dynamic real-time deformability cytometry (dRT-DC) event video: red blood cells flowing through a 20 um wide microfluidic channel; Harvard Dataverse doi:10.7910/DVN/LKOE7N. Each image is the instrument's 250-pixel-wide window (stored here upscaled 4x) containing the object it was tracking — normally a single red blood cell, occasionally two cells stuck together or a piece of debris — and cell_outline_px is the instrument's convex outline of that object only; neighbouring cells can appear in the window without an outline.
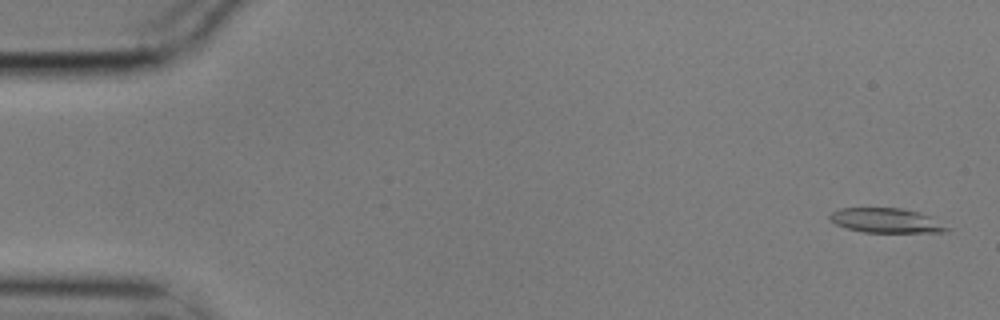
{"species": "common noctule bat (a hibernating species)", "species_latin": "Nyctalus noctula", "temperature_condition": "cold", "stored_images_in_passage": 57, "camera_frame_rate_fps": 3000, "um_per_image_px": 0.085, "animal": {"sex": "male", "body_mass_g": 17.9}, "frame": {"image": 1, "passage_image": 2, "time_ms": 0.333, "image_size_px": [1000, 320], "cell_outline_px": [[952, 228], [948, 232], [864, 232], [848, 228], [836, 224], [828, 216], [832, 212], [840, 208], [900, 208], [920, 212], [932, 216]], "centroid_in_image_um": [75.42, 18.74], "position_along_channel_um": 9.6, "area_um2": 16.88}}
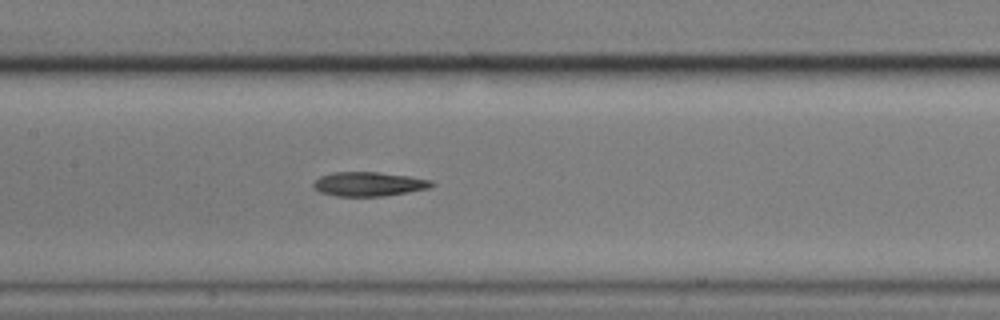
{"frame": {"image": 2, "passage_image": 27, "time_ms": 8.667, "image_size_px": [1000, 320], "cell_outline_px": [[436, 184], [432, 188], [384, 196], [336, 196], [320, 192], [312, 188], [312, 184], [320, 176], [336, 172], [376, 172], [408, 176], [432, 180]], "centroid_in_image_um": [31.37, 15.65], "position_along_channel_um": 176.0, "area_um2": 16.76}}
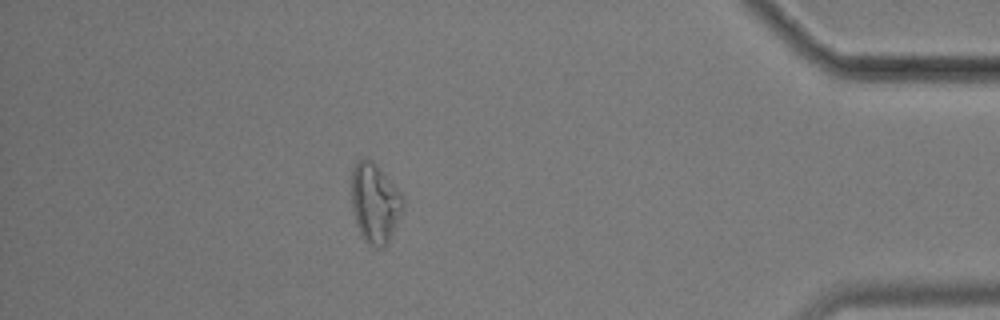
{"frame": {"image": 3, "passage_image": 50, "time_ms": 16.333, "image_size_px": [1000, 320], "cell_outline_px": [[404, 208], [388, 244], [384, 248], [376, 248], [368, 244], [364, 240], [356, 224], [352, 208], [352, 168], [356, 160], [364, 156], [368, 156], [376, 164], [404, 196]], "centroid_in_image_um": [31.87, 17.24], "position_along_channel_um": 403.3, "area_um2": 24.39}, "authors_computed_cell_mechanics": {"area_um2": 17.5134, "velocity_mm_per_s": 3.5209, "shape_relaxation_time_tau1_ms": 5.1642, "shape_relaxation_time_tau2_ms": 10.5509, "deformation_change_tau1": 0.186, "deformation_change_tau2": 0.235}}